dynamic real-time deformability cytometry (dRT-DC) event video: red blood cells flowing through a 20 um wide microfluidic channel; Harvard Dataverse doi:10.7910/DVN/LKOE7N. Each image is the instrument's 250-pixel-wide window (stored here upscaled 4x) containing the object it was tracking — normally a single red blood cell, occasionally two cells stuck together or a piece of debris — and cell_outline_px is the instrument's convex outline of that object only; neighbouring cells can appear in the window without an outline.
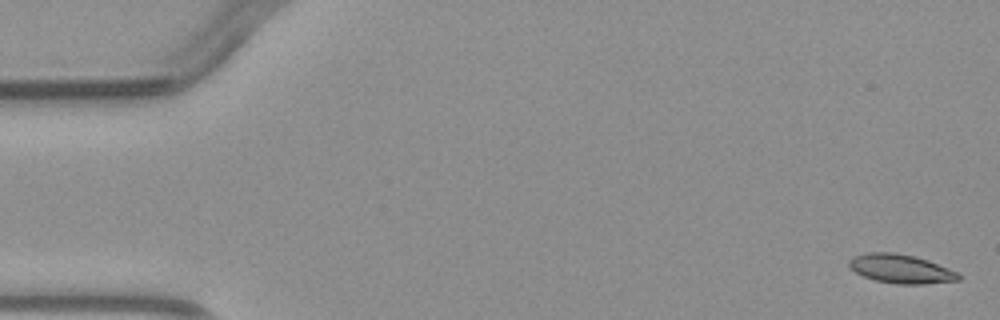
{"species": "common noctule bat (a hibernating species)", "species_latin": "Nyctalus noctula", "temperature_condition": "warm", "stored_images_in_passage": 5, "camera_frame_rate_fps": 3000, "um_per_image_px": 0.085, "animal": {"sex": "male", "body_mass_g": 23.1, "forearm_length_mm": 52.7}, "frame": {"image": 1, "passage_image": 1, "time_ms": 0.0, "image_size_px": [1000, 320], "cell_outline_px": [[960, 280], [924, 284], [896, 284], [876, 280], [864, 276], [848, 268], [848, 260], [852, 256], [868, 252], [896, 252], [916, 256], [928, 260], [948, 268], [956, 272], [960, 276]], "centroid_in_image_um": [76.53, 22.83], "position_along_channel_um": 8.5, "area_um2": 18.55}}
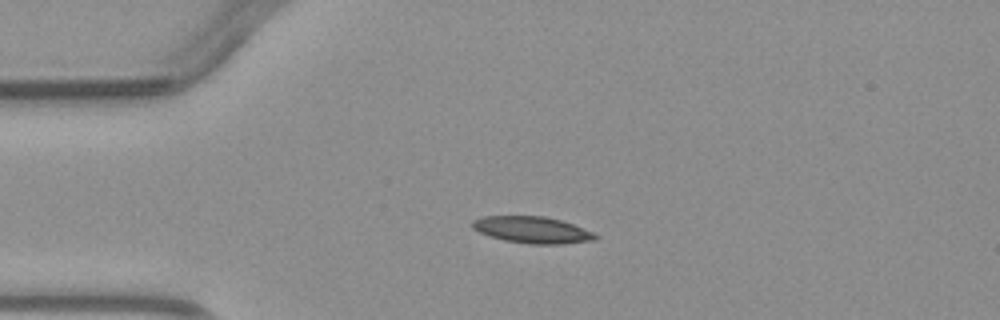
{"frame": {"image": 2, "passage_image": 4, "time_ms": 3.333, "image_size_px": [1000, 320], "cell_outline_px": [[600, 236], [596, 240], [564, 244], [532, 244], [504, 240], [488, 236], [472, 228], [472, 220], [484, 216], [544, 216], [560, 220], [572, 224], [592, 232]], "centroid_in_image_um": [45.24, 19.54], "position_along_channel_um": 39.8, "area_um2": 19.07}}
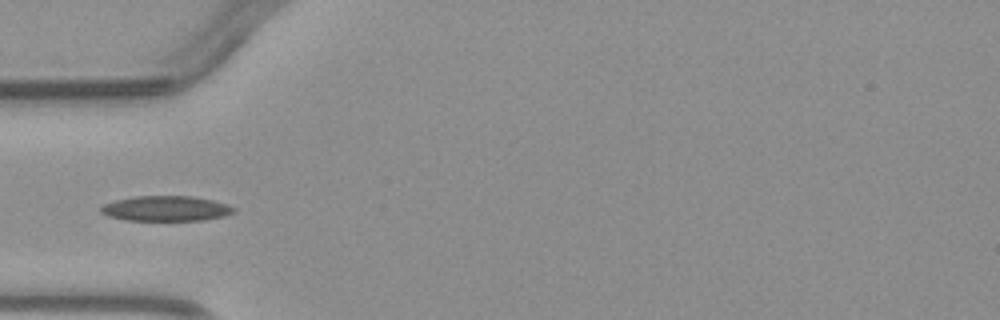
{"frame": {"image": 3, "passage_image": 5, "time_ms": 4.667, "image_size_px": [1000, 320], "cell_outline_px": [[236, 212], [224, 216], [204, 220], [124, 220], [108, 216], [100, 212], [100, 208], [104, 204], [116, 200], [136, 196], [192, 196], [212, 200], [236, 208]], "centroid_in_image_um": [14.1, 17.72], "position_along_channel_um": 70.9, "area_um2": 19.42}}